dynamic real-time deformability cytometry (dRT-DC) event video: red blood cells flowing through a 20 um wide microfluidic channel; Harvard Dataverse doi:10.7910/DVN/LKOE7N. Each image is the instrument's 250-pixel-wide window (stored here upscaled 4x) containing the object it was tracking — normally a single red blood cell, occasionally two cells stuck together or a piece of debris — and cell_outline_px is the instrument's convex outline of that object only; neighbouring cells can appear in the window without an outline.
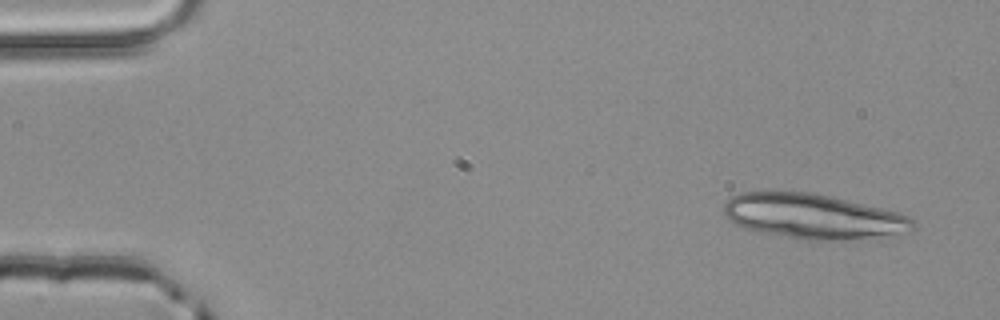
{"species": "common noctule bat (a hibernating species)", "species_latin": "Nyctalus noctula", "temperature_condition": "room temperature", "stored_images_in_passage": 3, "camera_frame_rate_fps": 3000, "um_per_image_px": 0.085, "animal": {"sex": "male", "body_mass_g": 20.4}, "frame": {"image": 1, "passage_image": 1, "time_ms": 0.0, "image_size_px": [1000, 320], "cell_outline_px": [[916, 228], [896, 232], [852, 240], [808, 240], [760, 232], [732, 224], [724, 216], [724, 204], [732, 196], [740, 192], [808, 192], [848, 200], [900, 212], [908, 216], [916, 224]], "centroid_in_image_um": [69.05, 18.38], "position_along_channel_um": 16.0, "area_um2": 49.01}}